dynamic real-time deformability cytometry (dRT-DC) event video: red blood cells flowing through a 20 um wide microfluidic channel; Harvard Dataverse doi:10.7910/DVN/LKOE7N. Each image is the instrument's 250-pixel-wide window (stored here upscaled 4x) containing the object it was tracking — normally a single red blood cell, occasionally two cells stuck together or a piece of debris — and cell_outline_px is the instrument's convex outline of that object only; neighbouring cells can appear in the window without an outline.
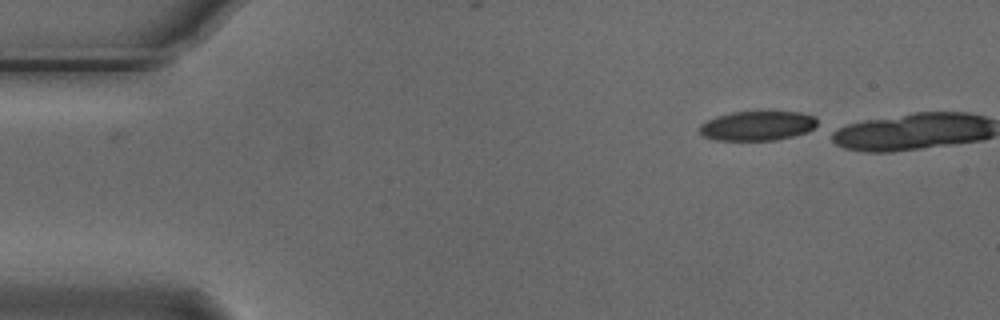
{"species": "Egyptian fruit bat (a non-hibernating species)", "species_latin": "Rousettus aegyptiacus", "temperature_condition": "cold", "stored_images_in_passage": 4, "camera_frame_rate_fps": 3000, "um_per_image_px": 0.085, "animal": {"sex": "male"}, "frame": {"image": 1, "passage_image": 1, "time_ms": 0.0, "image_size_px": [1000, 320], "cell_outline_px": [[816, 128], [808, 132], [776, 140], [716, 140], [700, 136], [700, 124], [716, 116], [732, 112], [800, 112], [816, 116]], "centroid_in_image_um": [64.38, 10.69], "position_along_channel_um": 20.6, "area_um2": 20.35}}